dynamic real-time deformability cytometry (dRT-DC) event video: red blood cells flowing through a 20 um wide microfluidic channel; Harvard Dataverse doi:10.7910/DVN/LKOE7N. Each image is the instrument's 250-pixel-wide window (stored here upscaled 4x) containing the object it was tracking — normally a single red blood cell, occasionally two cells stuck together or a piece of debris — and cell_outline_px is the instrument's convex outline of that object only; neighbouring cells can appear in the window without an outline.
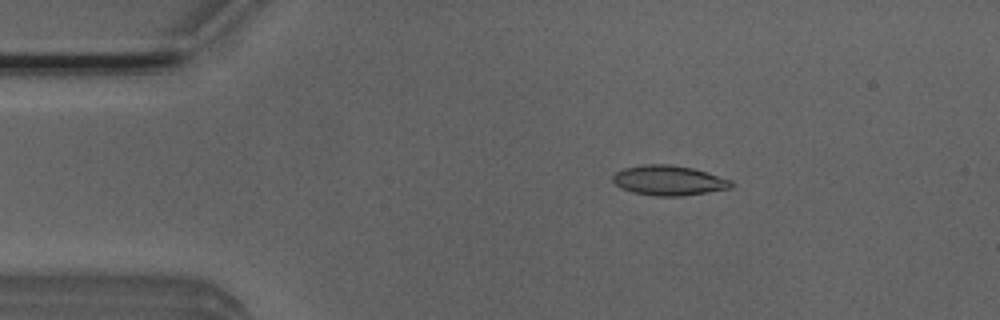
{"species": "Egyptian fruit bat (a non-hibernating species)", "species_latin": "Rousettus aegyptiacus", "temperature_condition": "room temperature", "stored_images_in_passage": 6, "camera_frame_rate_fps": 3000, "um_per_image_px": 0.085, "animal": {"sex": "male"}, "frame": {"image": 1, "passage_image": 2, "time_ms": 0.333, "image_size_px": [1000, 320], "cell_outline_px": [[732, 188], [680, 196], [656, 196], [632, 192], [620, 188], [612, 180], [612, 176], [616, 172], [624, 168], [644, 164], [668, 164], [692, 168], [732, 180]], "centroid_in_image_um": [56.81, 15.33], "position_along_channel_um": 28.2, "area_um2": 20.52}}
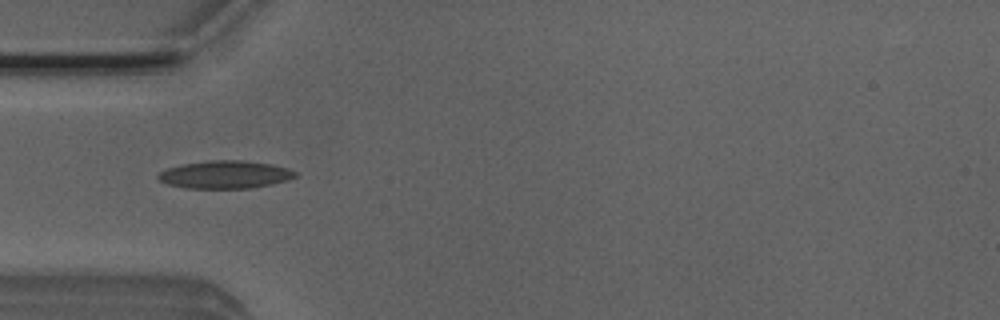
{"frame": {"image": 2, "passage_image": 4, "time_ms": 1.0, "image_size_px": [1000, 320], "cell_outline_px": [[296, 176], [288, 180], [272, 184], [252, 188], [188, 188], [168, 184], [156, 180], [156, 176], [160, 172], [168, 168], [184, 164], [208, 160], [244, 160], [272, 164], [288, 168], [296, 172]], "centroid_in_image_um": [19.13, 14.84], "position_along_channel_um": 65.9, "area_um2": 22.25}}